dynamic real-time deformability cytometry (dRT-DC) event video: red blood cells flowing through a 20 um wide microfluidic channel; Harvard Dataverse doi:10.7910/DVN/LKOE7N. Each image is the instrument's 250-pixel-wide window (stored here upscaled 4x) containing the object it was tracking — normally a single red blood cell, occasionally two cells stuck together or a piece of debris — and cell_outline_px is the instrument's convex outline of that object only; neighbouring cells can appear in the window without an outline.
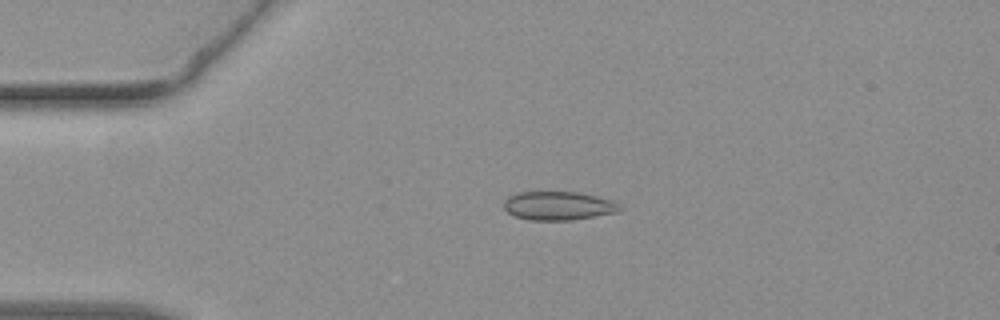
{"species": "common noctule bat (a hibernating species)", "species_latin": "Nyctalus noctula", "temperature_condition": "warm", "stored_images_in_passage": 33, "camera_frame_rate_fps": 3000, "um_per_image_px": 0.085, "animal": {"sex": "female", "body_mass_g": 19.3, "forearm_length_mm": 54.1}, "frame": {"image": 1, "passage_image": 4, "time_ms": 1.0, "image_size_px": [1000, 320], "cell_outline_px": [[624, 208], [616, 212], [572, 220], [528, 220], [516, 216], [508, 212], [504, 208], [504, 200], [508, 196], [520, 192], [576, 192], [596, 196], [612, 200], [620, 204]], "centroid_in_image_um": [47.47, 17.49], "position_along_channel_um": 37.5, "area_um2": 19.31}}
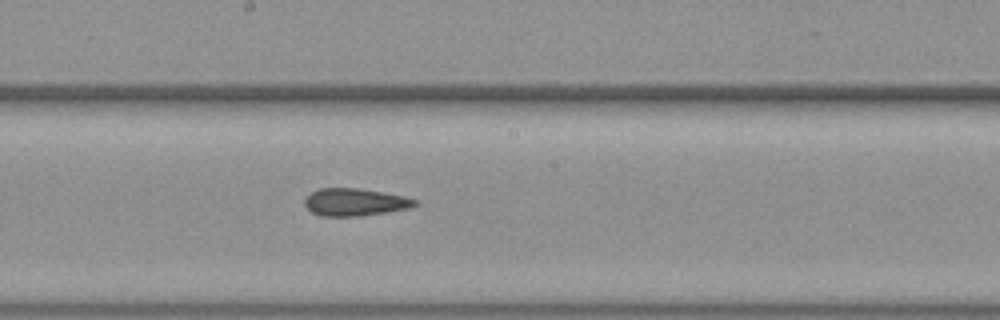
{"frame": {"image": 2, "passage_image": 18, "time_ms": 5.667, "image_size_px": [1000, 320], "cell_outline_px": [[416, 204], [412, 208], [360, 216], [320, 216], [312, 212], [304, 204], [304, 200], [312, 192], [320, 188], [356, 188], [404, 196], [416, 200]], "centroid_in_image_um": [30.16, 17.19], "position_along_channel_um": 218.0, "area_um2": 17.46}}
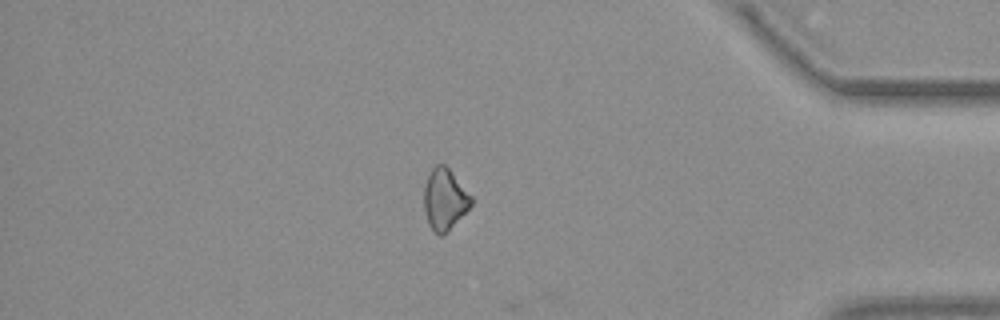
{"frame": {"image": 3, "passage_image": 32, "time_ms": 10.333, "image_size_px": [1000, 320], "cell_outline_px": [[472, 204], [448, 232], [440, 236], [428, 224], [424, 212], [424, 188], [428, 176], [432, 168], [436, 164], [444, 164], [452, 172], [472, 196]], "centroid_in_image_um": [37.79, 16.95], "position_along_channel_um": 397.4, "area_um2": 16.76}}